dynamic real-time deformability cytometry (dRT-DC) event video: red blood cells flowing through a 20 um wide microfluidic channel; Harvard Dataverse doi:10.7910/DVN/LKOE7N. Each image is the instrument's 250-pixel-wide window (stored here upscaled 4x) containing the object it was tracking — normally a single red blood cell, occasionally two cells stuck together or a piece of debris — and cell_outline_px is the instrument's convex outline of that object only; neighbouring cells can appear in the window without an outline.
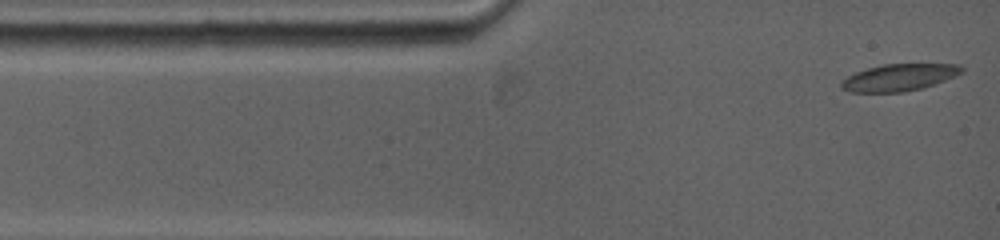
{"species": "common noctule bat (a hibernating species)", "species_latin": "Nyctalus noctula", "temperature_condition": "warm", "stored_images_in_passage": 6, "camera_frame_rate_fps": 5000, "um_per_image_px": 0.085, "animal": {"sex": "female", "body_mass_g": 19.0, "forearm_length_mm": 53.3}, "frame": {"image": 1, "passage_image": 1, "time_ms": 0.0, "image_size_px": [1000, 240], "cell_outline_px": [[964, 72], [944, 80], [920, 88], [900, 92], [848, 92], [840, 88], [840, 80], [856, 72], [868, 68], [884, 64], [960, 64], [964, 68]], "centroid_in_image_um": [76.39, 6.58], "position_along_channel_um": 8.6, "area_um2": 18.79}}
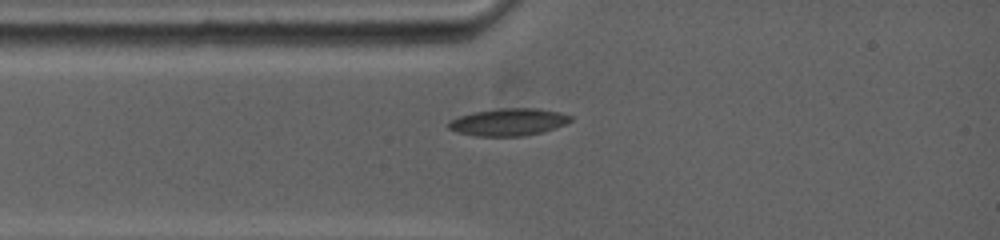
{"frame": {"image": 2, "passage_image": 5, "time_ms": 2.0, "image_size_px": [1000, 240], "cell_outline_px": [[572, 120], [564, 124], [540, 132], [524, 136], [476, 136], [456, 132], [448, 128], [448, 120], [460, 116], [476, 112], [496, 108], [540, 108], [560, 112], [572, 116]], "centroid_in_image_um": [43.19, 10.37], "position_along_channel_um": 41.8, "area_um2": 19.36}}